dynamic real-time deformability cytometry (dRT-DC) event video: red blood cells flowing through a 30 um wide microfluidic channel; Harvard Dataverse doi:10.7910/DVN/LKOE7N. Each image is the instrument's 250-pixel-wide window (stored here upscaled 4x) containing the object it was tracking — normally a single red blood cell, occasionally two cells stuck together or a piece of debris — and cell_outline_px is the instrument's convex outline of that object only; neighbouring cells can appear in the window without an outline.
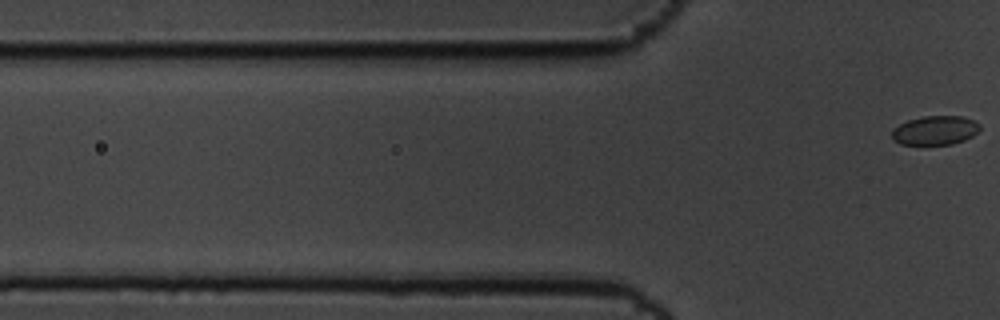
{"species": "common noctule bat (a hibernating species)", "species_latin": "Nyctalus noctula", "temperature_condition": "cold", "stored_images_in_passage": 8, "segment_of_instrument_passage": [2, 2], "camera_frame_rate_fps": 3000, "um_per_image_px": 0.085, "animal": {"sex": "male", "body_mass_g": 19.5, "forearm_length_mm": 54.6}, "frame": {"image": 1, "passage_image": 8, "time_ms": 2.333, "image_size_px": [1000, 320], "cell_outline_px": [[980, 128], [972, 136], [964, 140], [952, 144], [900, 144], [892, 140], [892, 132], [900, 124], [908, 120], [924, 116], [964, 116], [980, 124]], "centroid_in_image_um": [79.49, 11.08], "position_along_channel_um": 46.3, "area_um2": 14.74}}